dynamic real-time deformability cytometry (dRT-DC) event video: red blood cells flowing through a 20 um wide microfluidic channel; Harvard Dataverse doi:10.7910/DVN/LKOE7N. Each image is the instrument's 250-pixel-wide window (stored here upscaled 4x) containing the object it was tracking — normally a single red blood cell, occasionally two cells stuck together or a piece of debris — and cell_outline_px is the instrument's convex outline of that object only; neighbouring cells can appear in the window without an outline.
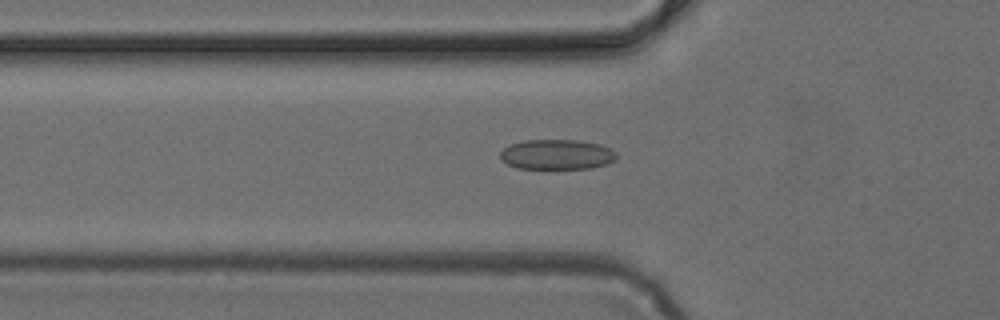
{"species": "common noctule bat (a hibernating species)", "species_latin": "Nyctalus noctula", "temperature_condition": "cold", "stored_images_in_passage": 49, "camera_frame_rate_fps": 3000, "um_per_image_px": 0.085, "animal": {"sex": "female", "body_mass_g": 24.6, "forearm_length_mm": 56.2}, "frame": {"image": 1, "passage_image": 17, "time_ms": 5.333, "image_size_px": [1000, 320], "cell_outline_px": [[616, 160], [608, 164], [592, 168], [516, 168], [500, 160], [500, 152], [508, 144], [524, 140], [580, 140], [600, 144], [616, 152]], "centroid_in_image_um": [47.32, 13.12], "position_along_channel_um": 78.5, "area_um2": 20.52}}
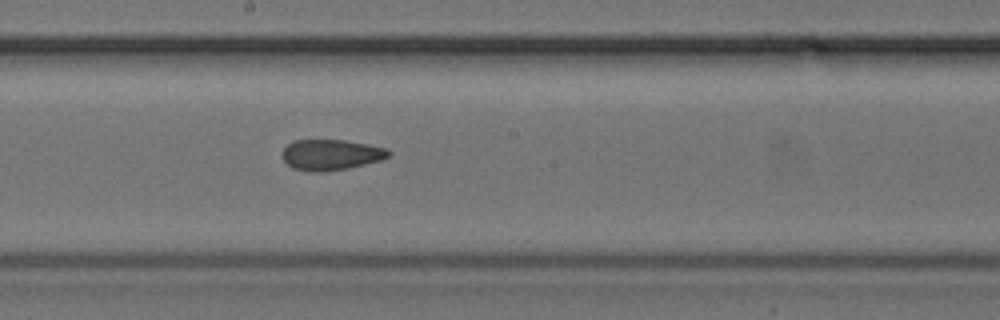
{"frame": {"image": 2, "passage_image": 27, "time_ms": 8.667, "image_size_px": [1000, 320], "cell_outline_px": [[392, 152], [388, 156], [380, 160], [348, 168], [320, 172], [312, 172], [292, 168], [284, 160], [284, 148], [288, 144], [296, 140], [344, 140], [368, 144], [384, 148]], "centroid_in_image_um": [28.13, 13.15], "position_along_channel_um": 220.1, "area_um2": 18.73}}
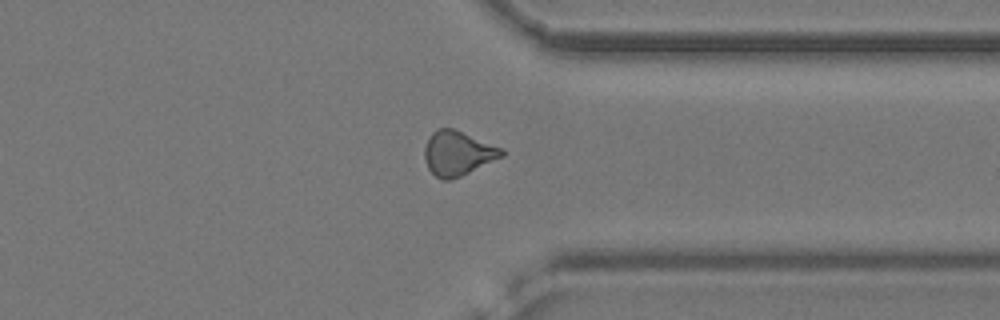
{"frame": {"image": 3, "passage_image": 38, "time_ms": 12.333, "image_size_px": [1000, 320], "cell_outline_px": [[504, 156], [452, 180], [444, 180], [436, 176], [428, 168], [424, 156], [424, 148], [432, 132], [436, 128], [452, 128], [504, 148]], "centroid_in_image_um": [38.92, 13.02], "position_along_channel_um": 372.5, "area_um2": 19.94}}